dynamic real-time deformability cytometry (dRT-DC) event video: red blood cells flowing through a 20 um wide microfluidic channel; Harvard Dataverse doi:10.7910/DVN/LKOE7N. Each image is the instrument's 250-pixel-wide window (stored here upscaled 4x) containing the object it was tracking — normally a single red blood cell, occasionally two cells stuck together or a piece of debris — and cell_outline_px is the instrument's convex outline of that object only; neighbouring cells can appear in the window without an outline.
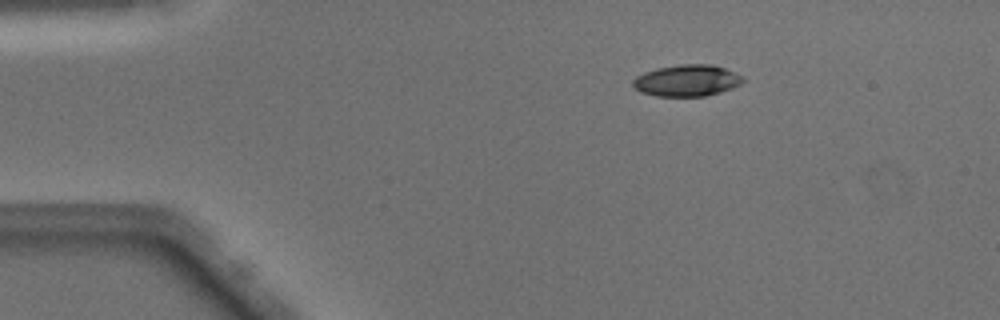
{"species": "Egyptian fruit bat (a non-hibernating species)", "species_latin": "Rousettus aegyptiacus", "temperature_condition": "warm", "stored_images_in_passage": 8, "camera_frame_rate_fps": 3000, "um_per_image_px": 0.085, "animal": {"sex": "male"}, "frame": {"image": 1, "passage_image": 1, "time_ms": 0.0, "image_size_px": [1000, 320], "cell_outline_px": [[744, 80], [740, 84], [732, 88], [720, 92], [704, 96], [656, 96], [640, 92], [632, 84], [632, 80], [636, 76], [644, 72], [656, 68], [680, 64], [712, 64], [724, 68], [744, 76]], "centroid_in_image_um": [58.38, 6.84], "position_along_channel_um": 26.6, "area_um2": 20.29}}